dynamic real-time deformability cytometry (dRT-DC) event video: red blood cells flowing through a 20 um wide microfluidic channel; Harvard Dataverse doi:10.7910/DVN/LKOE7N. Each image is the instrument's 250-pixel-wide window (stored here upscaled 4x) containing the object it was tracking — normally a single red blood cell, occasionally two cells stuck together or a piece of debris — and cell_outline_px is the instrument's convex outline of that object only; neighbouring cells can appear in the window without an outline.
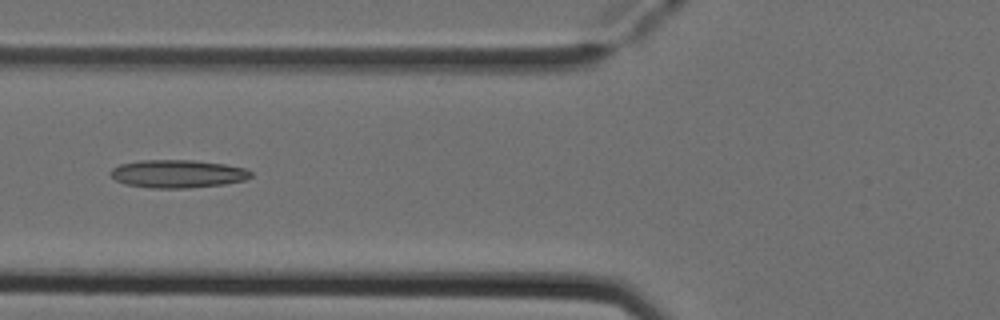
{"species": "Egyptian fruit bat (a non-hibernating species)", "species_latin": "Rousettus aegyptiacus", "temperature_condition": "cold", "stored_images_in_passage": 4, "camera_frame_rate_fps": 3000, "um_per_image_px": 0.085, "animal": {"sex": "female"}, "frame": {"image": 1, "passage_image": 4, "time_ms": 1.0, "image_size_px": [1000, 320], "cell_outline_px": [[252, 176], [244, 180], [224, 184], [188, 188], [152, 188], [124, 184], [116, 180], [108, 172], [112, 168], [120, 164], [140, 160], [196, 160], [224, 164], [244, 168], [252, 172]], "centroid_in_image_um": [15.08, 14.77], "position_along_channel_um": 110.7, "area_um2": 22.95}}